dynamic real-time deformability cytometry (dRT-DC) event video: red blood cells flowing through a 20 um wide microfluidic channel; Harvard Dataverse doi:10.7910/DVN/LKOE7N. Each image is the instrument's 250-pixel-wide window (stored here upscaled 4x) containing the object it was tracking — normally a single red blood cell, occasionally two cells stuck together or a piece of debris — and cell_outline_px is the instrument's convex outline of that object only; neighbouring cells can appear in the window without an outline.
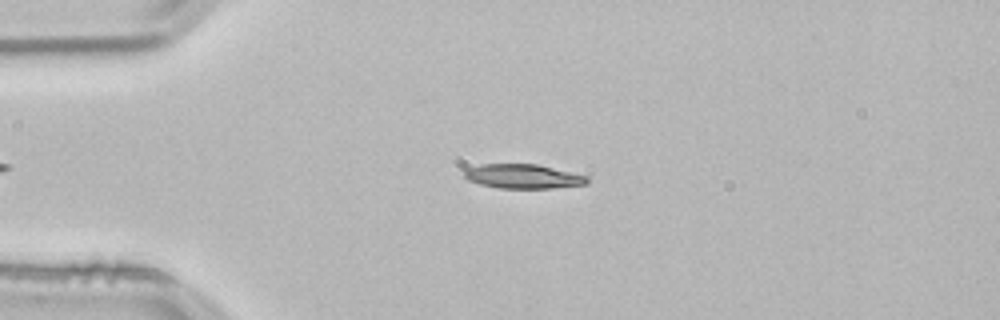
{"species": "common noctule bat (a hibernating species)", "species_latin": "Nyctalus noctula", "temperature_condition": "room temperature", "stored_images_in_passage": 14, "camera_frame_rate_fps": 3000, "um_per_image_px": 0.085, "animal": {"sex": "male", "body_mass_g": 21.5, "forearm_length_mm": 52.0}, "frame": {"image": 1, "passage_image": 12, "time_ms": 3.667, "image_size_px": [1000, 320], "cell_outline_px": [[588, 184], [552, 188], [496, 188], [480, 184], [468, 180], [464, 176], [464, 172], [468, 168], [480, 164], [536, 164], [588, 176]], "centroid_in_image_um": [44.45, 14.99], "position_along_channel_um": 40.5, "area_um2": 17.34}}